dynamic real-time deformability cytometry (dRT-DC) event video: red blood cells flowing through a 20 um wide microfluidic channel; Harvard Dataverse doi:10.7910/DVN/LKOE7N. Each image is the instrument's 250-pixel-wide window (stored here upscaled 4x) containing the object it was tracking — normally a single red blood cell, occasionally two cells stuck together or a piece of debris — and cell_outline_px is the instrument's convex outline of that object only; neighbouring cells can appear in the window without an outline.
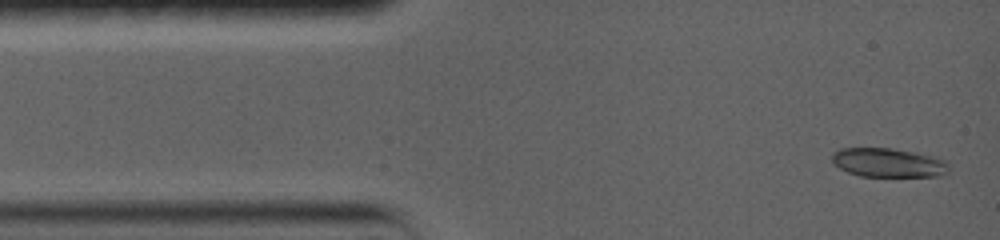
{"species": "common noctule bat (a hibernating species)", "species_latin": "Nyctalus noctula", "temperature_condition": "warm", "stored_images_in_passage": 37, "camera_frame_rate_fps": 5000, "um_per_image_px": 0.085, "animal": {"sex": "female", "body_mass_g": 19.0, "forearm_length_mm": 56.7}, "frame": {"image": 1, "passage_image": 1, "time_ms": 0.0, "image_size_px": [1000, 240], "cell_outline_px": [[948, 172], [940, 176], [860, 176], [848, 172], [832, 164], [832, 152], [840, 148], [892, 148], [916, 152], [936, 156], [944, 160], [948, 164]], "centroid_in_image_um": [75.5, 13.82], "position_along_channel_um": 9.5, "area_um2": 19.94}}
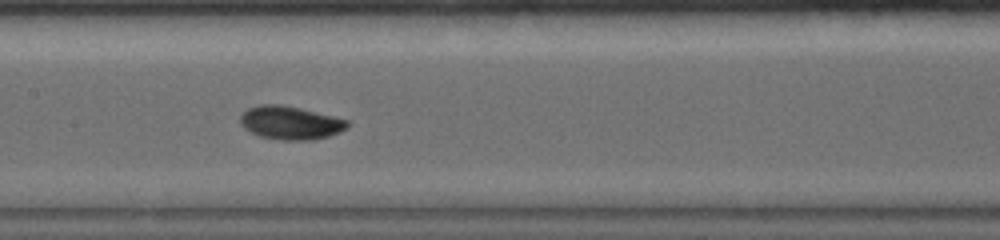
{"frame": {"image": 2, "passage_image": 17, "time_ms": 6.4, "image_size_px": [1000, 240], "cell_outline_px": [[348, 128], [340, 132], [328, 136], [312, 140], [280, 140], [260, 136], [244, 128], [240, 124], [240, 116], [248, 108], [260, 104], [280, 104], [300, 108], [348, 120]], "centroid_in_image_um": [24.67, 10.44], "position_along_channel_um": 182.7, "area_um2": 20.75}}
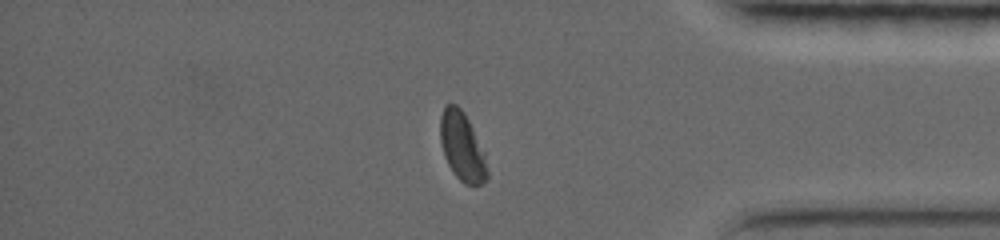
{"frame": {"image": 3, "passage_image": 32, "time_ms": 12.6, "image_size_px": [1000, 240], "cell_outline_px": [[488, 176], [480, 184], [472, 188], [464, 184], [452, 172], [444, 156], [440, 140], [440, 116], [444, 108], [448, 104], [456, 104], [464, 112], [484, 152], [488, 172]], "centroid_in_image_um": [39.27, 12.5], "position_along_channel_um": 395.9, "area_um2": 18.79}, "authors_computed_cell_mechanics": {"area_um2": 20.0566, "velocity_mm_per_s": 3.744, "shape_relaxation_time_tau1_ms": 4.2828, "shape_relaxation_time_tau2_ms": null, "deformation_change_tau1": 0.1327, "deformation_change_tau2": null}}